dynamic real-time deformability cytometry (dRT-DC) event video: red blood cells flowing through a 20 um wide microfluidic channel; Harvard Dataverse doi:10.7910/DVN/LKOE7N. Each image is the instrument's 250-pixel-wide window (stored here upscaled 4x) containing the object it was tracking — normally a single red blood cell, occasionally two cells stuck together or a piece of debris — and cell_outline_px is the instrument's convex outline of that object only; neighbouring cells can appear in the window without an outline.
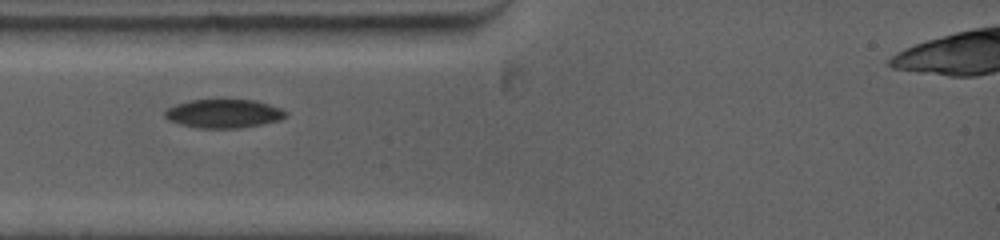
{"species": "common noctule bat (a hibernating species)", "species_latin": "Nyctalus noctula", "temperature_condition": "warm", "stored_images_in_passage": 13, "camera_frame_rate_fps": 5000, "um_per_image_px": 0.085, "animal": {"sex": "female", "body_mass_g": 19.0, "forearm_length_mm": 53.3}, "frame": {"image": 1, "passage_image": 1, "time_ms": 0.0, "image_size_px": [1000, 240], "cell_outline_px": [[288, 116], [280, 120], [240, 128], [196, 128], [180, 124], [168, 120], [164, 116], [164, 112], [168, 108], [176, 104], [192, 100], [256, 100], [280, 108], [288, 112]], "centroid_in_image_um": [19.02, 9.66], "position_along_channel_um": 66.0, "area_um2": 20.17}}
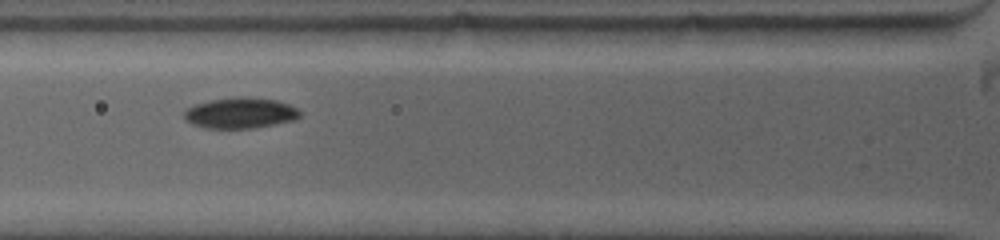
{"frame": {"image": 2, "passage_image": 8, "time_ms": 1.0, "image_size_px": [1000, 240], "cell_outline_px": [[300, 116], [296, 120], [256, 128], [204, 128], [192, 124], [184, 120], [184, 108], [196, 104], [212, 100], [236, 96], [244, 96], [276, 100], [288, 104], [296, 108], [300, 112]], "centroid_in_image_um": [20.41, 9.61], "position_along_channel_um": 105.4, "area_um2": 20.98}}
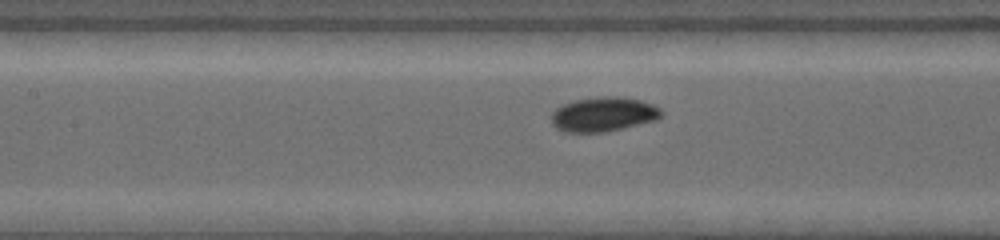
{"frame": {"image": 3, "passage_image": 10, "time_ms": 1.2, "image_size_px": [1000, 240], "cell_outline_px": [[664, 116], [656, 120], [624, 128], [604, 132], [564, 132], [556, 128], [552, 124], [552, 112], [556, 108], [564, 104], [576, 100], [600, 96], [616, 96], [640, 100], [652, 104], [660, 108], [664, 112]], "centroid_in_image_um": [51.32, 9.72], "position_along_channel_um": 156.1, "area_um2": 22.2}}